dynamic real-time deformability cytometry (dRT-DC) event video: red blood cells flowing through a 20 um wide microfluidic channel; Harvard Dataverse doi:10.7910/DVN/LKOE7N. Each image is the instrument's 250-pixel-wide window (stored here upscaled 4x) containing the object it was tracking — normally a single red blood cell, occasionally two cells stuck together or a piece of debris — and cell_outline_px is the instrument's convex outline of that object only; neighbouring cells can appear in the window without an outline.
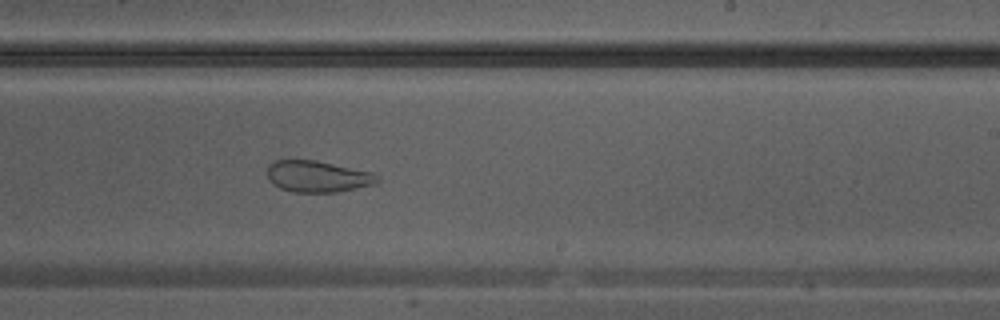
{"species": "Egyptian fruit bat (a non-hibernating species)", "species_latin": "Rousettus aegyptiacus", "temperature_condition": "warm", "stored_images_in_passage": 13, "segment_of_instrument_passage": [2, 2], "camera_frame_rate_fps": 3000, "um_per_image_px": 0.085, "animal": {"sex": "male"}, "frame": {"image": 1, "passage_image": 13, "time_ms": 4.0, "image_size_px": [1000, 320], "cell_outline_px": [[380, 180], [376, 184], [336, 192], [292, 192], [280, 188], [272, 184], [268, 180], [268, 164], [272, 160], [316, 160], [372, 172], [380, 176]], "centroid_in_image_um": [26.99, 15.0], "position_along_channel_um": 262.0, "area_um2": 20.35}}